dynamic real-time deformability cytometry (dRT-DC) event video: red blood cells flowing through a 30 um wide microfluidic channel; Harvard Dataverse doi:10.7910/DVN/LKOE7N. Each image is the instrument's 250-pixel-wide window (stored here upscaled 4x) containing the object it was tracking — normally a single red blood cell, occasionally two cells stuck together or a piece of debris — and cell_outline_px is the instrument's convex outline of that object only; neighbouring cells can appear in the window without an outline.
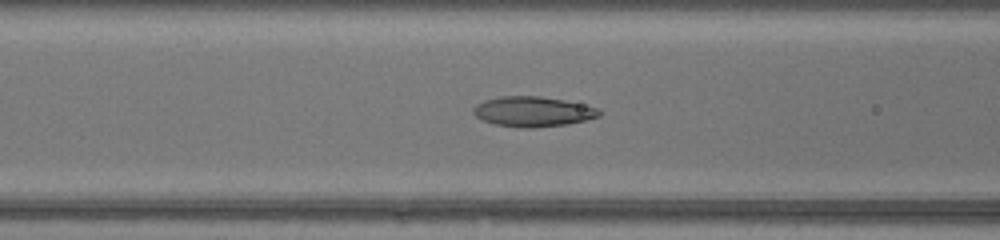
{"species": "common noctule bat (a hibernating species)", "species_latin": "Nyctalus noctula", "temperature_condition": "warm", "stored_images_in_passage": 40, "camera_frame_rate_fps": 3000, "um_per_image_px": 0.085, "animal": {"sex": "female", "body_mass_g": 17.0, "forearm_length_mm": 48.0}, "frame": {"image": 1, "passage_image": 13, "time_ms": 4.0, "image_size_px": [1000, 240], "cell_outline_px": [[604, 112], [600, 116], [568, 124], [532, 128], [520, 128], [496, 124], [484, 120], [476, 116], [472, 112], [472, 108], [476, 104], [484, 100], [500, 96], [540, 96], [564, 100], [600, 108]], "centroid_in_image_um": [45.31, 9.48], "position_along_channel_um": 121.3, "area_um2": 22.2}}
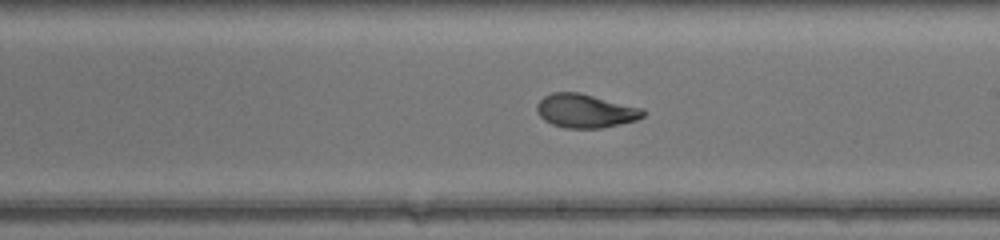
{"frame": {"image": 2, "passage_image": 21, "time_ms": 6.667, "image_size_px": [1000, 240], "cell_outline_px": [[648, 112], [644, 116], [636, 120], [604, 128], [564, 128], [552, 124], [544, 120], [540, 116], [536, 108], [536, 104], [544, 96], [552, 92], [580, 92], [644, 108]], "centroid_in_image_um": [49.79, 9.42], "position_along_channel_um": 239.2, "area_um2": 21.15}}
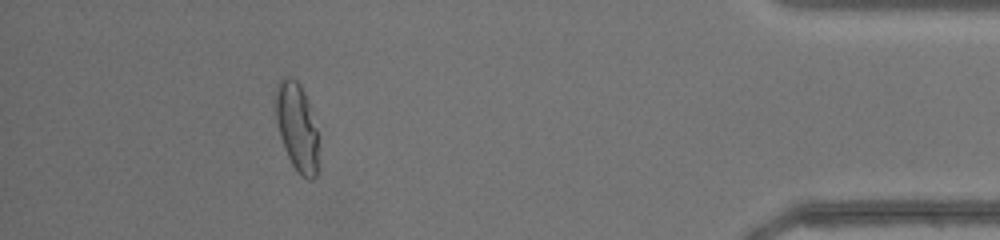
{"frame": {"image": 3, "passage_image": 36, "time_ms": 11.667, "image_size_px": [1000, 240], "cell_outline_px": [[316, 176], [312, 180], [308, 180], [292, 164], [284, 148], [280, 136], [276, 120], [276, 88], [280, 80], [284, 76], [288, 76], [296, 80], [300, 84], [304, 92], [316, 128]], "centroid_in_image_um": [25.2, 10.75], "position_along_channel_um": 410.0, "area_um2": 21.21}, "authors_computed_cell_mechanics": {"area_um2": 21.4727, "velocity_mm_per_s": 4.4226, "shape_relaxation_time_tau1_ms": 6.8105, "shape_relaxation_time_tau2_ms": 1.0304, "deformation_change_tau1": 0.2562, "deformation_change_tau2": 0.054}}